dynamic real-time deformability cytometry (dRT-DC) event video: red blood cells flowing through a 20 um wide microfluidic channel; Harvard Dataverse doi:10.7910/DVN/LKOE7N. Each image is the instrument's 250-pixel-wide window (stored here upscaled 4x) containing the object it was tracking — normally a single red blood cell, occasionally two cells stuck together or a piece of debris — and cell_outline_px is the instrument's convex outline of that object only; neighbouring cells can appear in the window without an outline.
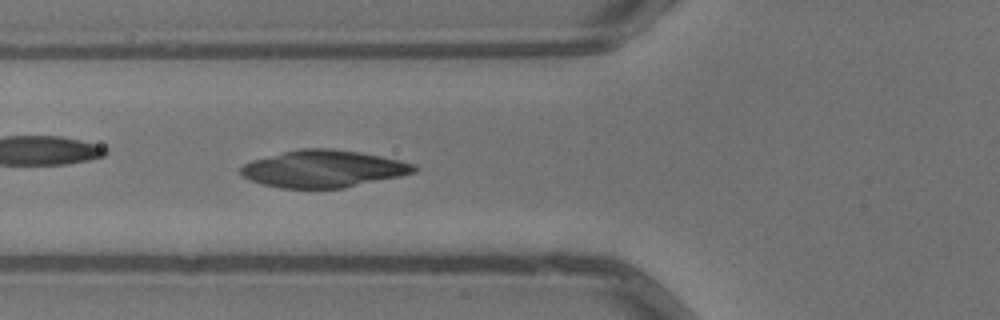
{"species": "common noctule bat (a hibernating species)", "species_latin": "Nyctalus noctula", "temperature_condition": "warm", "stored_images_in_passage": 7, "camera_frame_rate_fps": 3000, "um_per_image_px": 0.085, "animal": {"sex": "male", "body_mass_g": 13.3}, "frame": {"image": 1, "passage_image": 7, "time_ms": 2.0, "image_size_px": [1000, 320], "cell_outline_px": [[420, 168], [416, 172], [400, 176], [344, 188], [280, 188], [260, 184], [248, 180], [240, 172], [240, 168], [244, 164], [252, 160], [300, 148], [328, 148], [360, 152], [400, 160], [416, 164]], "centroid_in_image_um": [27.5, 14.35], "position_along_channel_um": 98.3, "area_um2": 37.63}}